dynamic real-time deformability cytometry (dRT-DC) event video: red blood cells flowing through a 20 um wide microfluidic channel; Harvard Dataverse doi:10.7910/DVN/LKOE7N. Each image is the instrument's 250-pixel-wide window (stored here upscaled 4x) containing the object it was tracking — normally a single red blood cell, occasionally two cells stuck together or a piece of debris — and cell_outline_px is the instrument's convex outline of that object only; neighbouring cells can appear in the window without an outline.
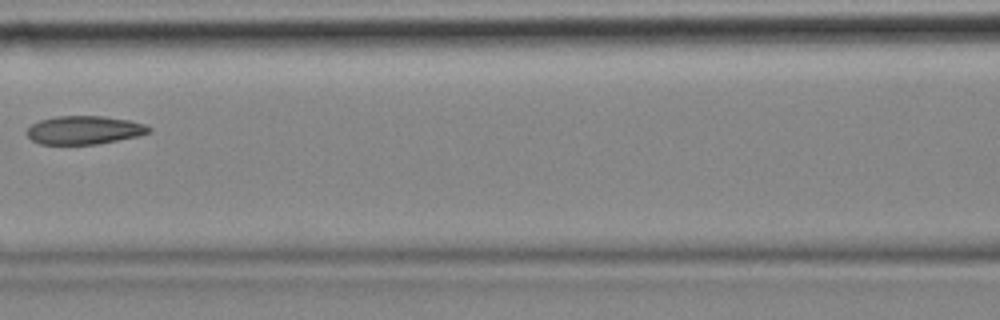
{"species": "common noctule bat (a hibernating species)", "species_latin": "Nyctalus noctula", "temperature_condition": "cold", "stored_images_in_passage": 10, "camera_frame_rate_fps": 3000, "um_per_image_px": 0.085, "animal": {"sex": "female", "body_mass_g": 18.4}, "frame": {"image": 1, "passage_image": 7, "time_ms": 2.0, "image_size_px": [1000, 320], "cell_outline_px": [[152, 132], [140, 136], [96, 144], [40, 144], [32, 140], [28, 136], [28, 128], [32, 124], [40, 120], [56, 116], [104, 116], [128, 120], [144, 124], [152, 128]], "centroid_in_image_um": [7.2, 11.05], "position_along_channel_um": 159.4, "area_um2": 20.17}}
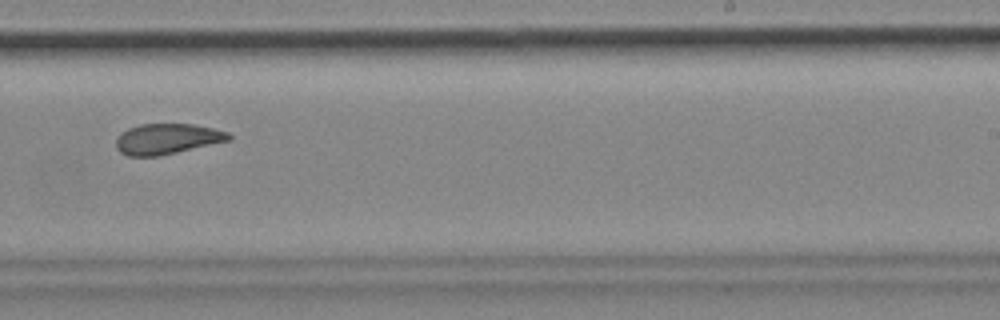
{"frame": {"image": 2, "passage_image": 10, "time_ms": 3.0, "image_size_px": [1000, 320], "cell_outline_px": [[232, 140], [160, 156], [128, 156], [120, 152], [116, 148], [116, 140], [128, 128], [140, 124], [192, 124], [212, 128], [228, 132], [232, 136]], "centroid_in_image_um": [14.24, 11.81], "position_along_channel_um": 274.8, "area_um2": 20.06}}